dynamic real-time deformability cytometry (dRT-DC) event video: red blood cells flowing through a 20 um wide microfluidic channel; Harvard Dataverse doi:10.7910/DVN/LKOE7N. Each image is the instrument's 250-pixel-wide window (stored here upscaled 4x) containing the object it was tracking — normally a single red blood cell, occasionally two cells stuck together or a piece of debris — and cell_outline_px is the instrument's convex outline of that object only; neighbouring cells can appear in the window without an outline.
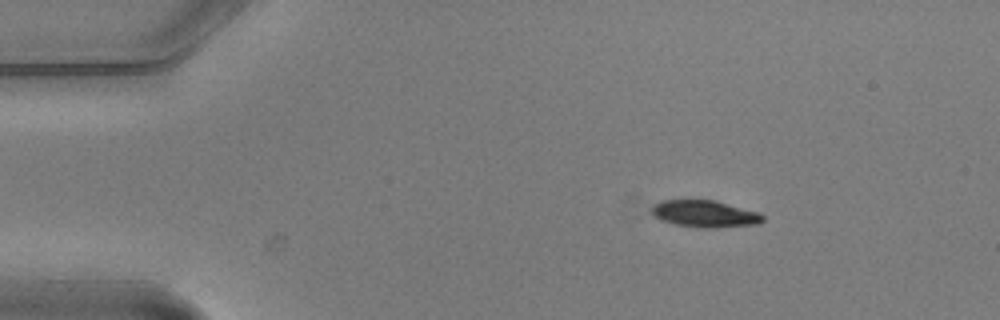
{"species": "common noctule bat (a hibernating species)", "species_latin": "Nyctalus noctula", "temperature_condition": "warm", "stored_images_in_passage": 3, "camera_frame_rate_fps": 3000, "um_per_image_px": 0.085, "animal": {"sex": "male", "body_mass_g": 20.5, "forearm_length_mm": 52.5}, "frame": {"image": 1, "passage_image": 1, "time_ms": 0.0, "image_size_px": [1000, 320], "cell_outline_px": [[764, 220], [760, 224], [716, 228], [700, 228], [676, 224], [660, 220], [652, 216], [652, 204], [660, 200], [716, 200], [760, 212], [764, 216]], "centroid_in_image_um": [59.93, 18.17], "position_along_channel_um": 25.1, "area_um2": 17.8}}